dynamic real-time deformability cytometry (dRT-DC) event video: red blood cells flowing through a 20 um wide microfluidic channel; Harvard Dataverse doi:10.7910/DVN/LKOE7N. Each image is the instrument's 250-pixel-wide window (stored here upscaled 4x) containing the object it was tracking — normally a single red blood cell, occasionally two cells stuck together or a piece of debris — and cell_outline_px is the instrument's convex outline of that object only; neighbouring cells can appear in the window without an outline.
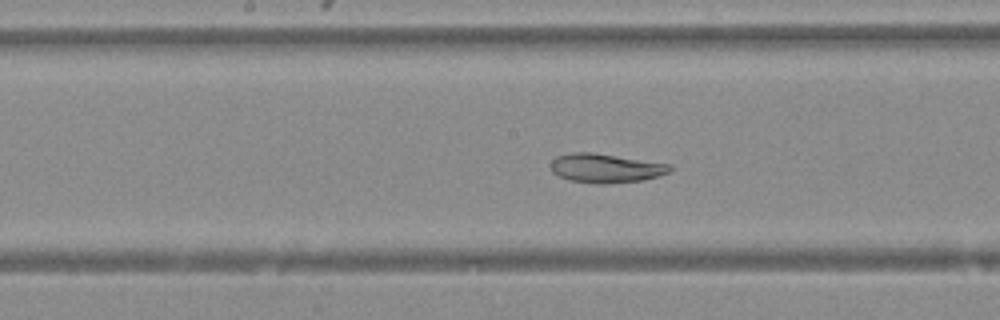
{"species": "Egyptian fruit bat (a non-hibernating species)", "species_latin": "Rousettus aegyptiacus", "temperature_condition": "warm", "stored_images_in_passage": 30, "camera_frame_rate_fps": 3000, "um_per_image_px": 0.085, "animal": {"sex": "female"}, "frame": {"image": 1, "passage_image": 10, "time_ms": 3.0, "image_size_px": [1000, 320], "cell_outline_px": [[672, 168], [668, 172], [656, 176], [640, 180], [608, 184], [600, 184], [568, 180], [552, 172], [552, 160], [556, 156], [572, 152], [592, 152], [672, 164]], "centroid_in_image_um": [51.47, 14.28], "position_along_channel_um": 196.7, "area_um2": 20.06}}
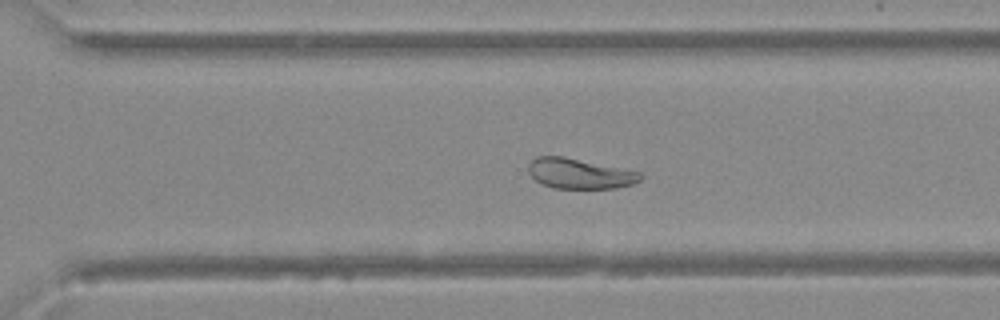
{"frame": {"image": 2, "passage_image": 19, "time_ms": 6.0, "image_size_px": [1000, 320], "cell_outline_px": [[644, 176], [640, 180], [632, 184], [616, 188], [556, 188], [540, 184], [528, 172], [528, 164], [536, 156], [564, 156], [640, 172]], "centroid_in_image_um": [49.25, 14.75], "position_along_channel_um": 321.4, "area_um2": 19.71}}
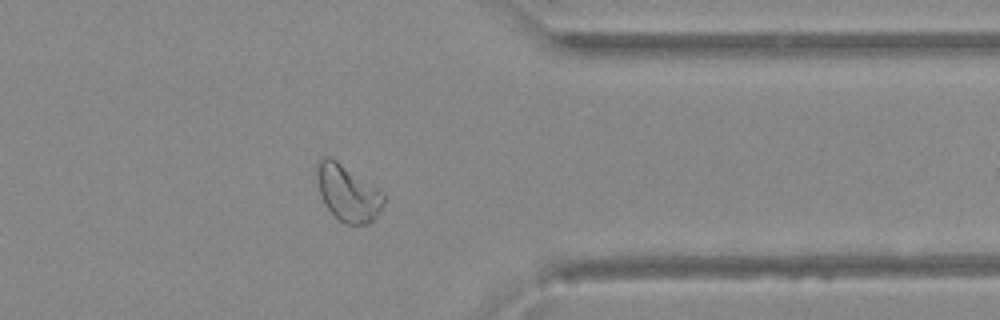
{"frame": {"image": 3, "passage_image": 24, "time_ms": 7.667, "image_size_px": [1000, 320], "cell_outline_px": [[384, 204], [376, 216], [368, 224], [344, 224], [324, 204], [320, 196], [316, 180], [316, 160], [320, 156], [332, 156], [380, 192], [384, 196]], "centroid_in_image_um": [29.48, 16.37], "position_along_channel_um": 381.9, "area_um2": 21.79}}